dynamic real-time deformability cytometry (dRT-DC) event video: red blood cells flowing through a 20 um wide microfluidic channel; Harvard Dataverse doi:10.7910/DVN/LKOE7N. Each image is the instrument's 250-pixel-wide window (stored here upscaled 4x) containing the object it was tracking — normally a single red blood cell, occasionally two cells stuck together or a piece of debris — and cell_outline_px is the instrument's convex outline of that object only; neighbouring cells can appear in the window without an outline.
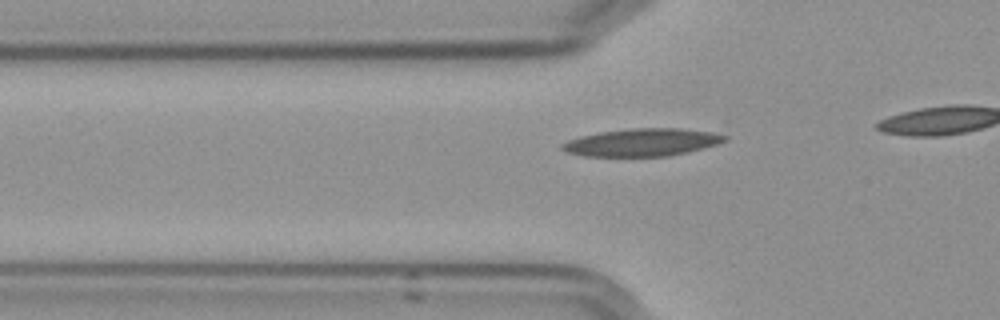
{"species": "Egyptian fruit bat (a non-hibernating species)", "species_latin": "Rousettus aegyptiacus", "temperature_condition": "cold", "stored_images_in_passage": 22, "camera_frame_rate_fps": 3000, "um_per_image_px": 0.085, "frame": {"image": 1, "passage_image": 16, "time_ms": 5.0, "image_size_px": [1000, 320], "cell_outline_px": [[728, 136], [724, 140], [716, 144], [688, 152], [668, 156], [584, 156], [568, 152], [560, 148], [560, 144], [568, 140], [580, 136], [600, 132], [632, 128], [680, 128], [712, 132]], "centroid_in_image_um": [54.55, 12.1], "position_along_channel_um": 71.3, "area_um2": 26.01}}
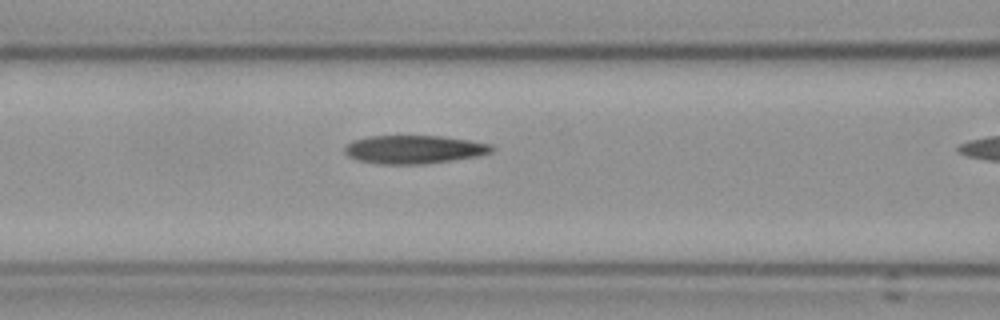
{"frame": {"image": 2, "passage_image": 21, "time_ms": 6.667, "image_size_px": [1000, 320], "cell_outline_px": [[496, 148], [492, 152], [480, 156], [424, 164], [380, 164], [356, 160], [348, 156], [344, 152], [344, 148], [352, 140], [368, 136], [440, 136], [468, 140], [492, 144]], "centroid_in_image_um": [35.2, 12.7], "position_along_channel_um": 131.4, "area_um2": 24.45}}